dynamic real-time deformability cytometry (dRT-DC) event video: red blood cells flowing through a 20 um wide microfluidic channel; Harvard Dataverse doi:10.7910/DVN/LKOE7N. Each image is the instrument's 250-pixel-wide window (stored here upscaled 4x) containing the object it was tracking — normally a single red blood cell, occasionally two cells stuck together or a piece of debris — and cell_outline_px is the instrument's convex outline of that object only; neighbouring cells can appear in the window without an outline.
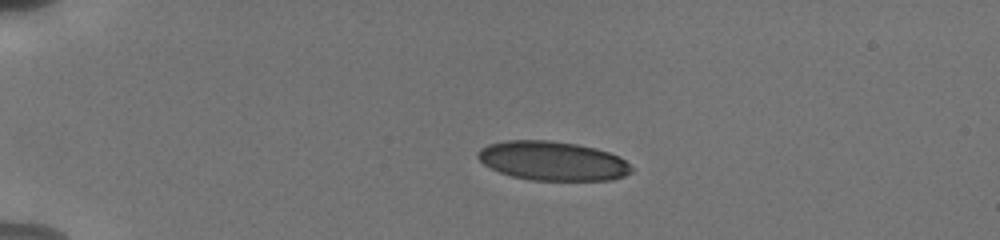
{"species": "human", "species_latin": "Homo sapiens", "temperature_condition": "cold", "stored_images_in_passage": 43, "camera_frame_rate_fps": 3000, "um_per_image_px": 0.085, "donor": {"sex": "male"}, "frame": {"image": 1, "passage_image": 1, "time_ms": 0.0, "image_size_px": [1000, 240], "cell_outline_px": [[636, 168], [632, 172], [624, 176], [612, 180], [532, 180], [512, 176], [500, 172], [484, 164], [476, 156], [476, 152], [480, 148], [488, 144], [504, 140], [548, 140], [576, 144], [596, 148], [620, 156]], "centroid_in_image_um": [47.0, 13.67], "position_along_channel_um": 38.0, "area_um2": 35.32}}
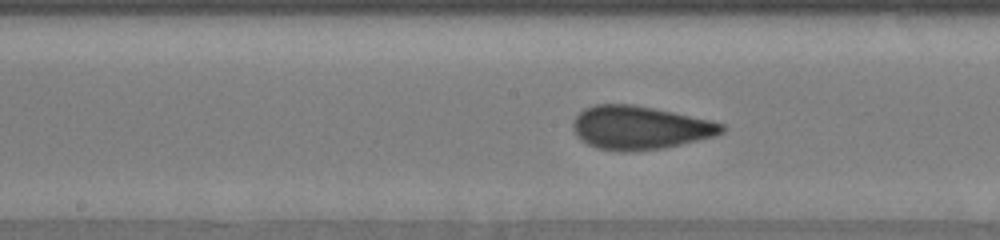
{"frame": {"image": 2, "passage_image": 18, "time_ms": 5.667, "image_size_px": [1000, 240], "cell_outline_px": [[728, 128], [724, 132], [716, 136], [664, 148], [628, 152], [620, 152], [596, 148], [580, 140], [576, 136], [572, 128], [572, 124], [576, 116], [584, 108], [596, 104], [632, 104], [712, 120], [724, 124]], "centroid_in_image_um": [54.39, 10.86], "position_along_channel_um": 193.8, "area_um2": 37.97}}
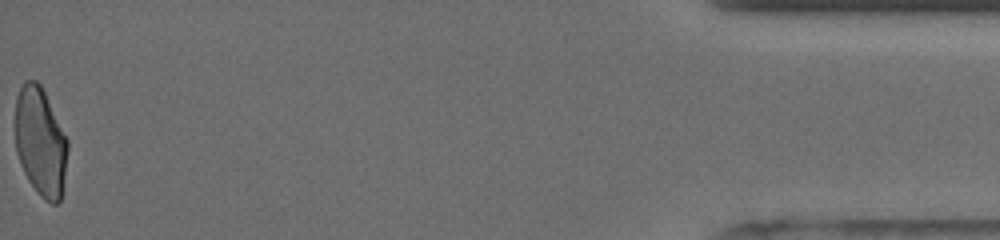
{"frame": {"image": 3, "passage_image": 43, "time_ms": 14.0, "image_size_px": [1000, 240], "cell_outline_px": [[68, 152], [60, 200], [56, 204], [52, 204], [44, 200], [40, 196], [28, 180], [20, 164], [16, 152], [12, 124], [16, 96], [24, 80], [36, 80], [40, 84], [68, 140]], "centroid_in_image_um": [3.38, 12.03], "position_along_channel_um": 431.8, "area_um2": 33.87}, "authors_computed_cell_mechanics": {"area_um2": 36.5874, "velocity_mm_per_s": 3.8217, "shape_relaxation_time_tau1_ms": 9.3157, "shape_relaxation_time_tau2_ms": null, "deformation_change_tau1": 0.2094, "deformation_change_tau2": null}}